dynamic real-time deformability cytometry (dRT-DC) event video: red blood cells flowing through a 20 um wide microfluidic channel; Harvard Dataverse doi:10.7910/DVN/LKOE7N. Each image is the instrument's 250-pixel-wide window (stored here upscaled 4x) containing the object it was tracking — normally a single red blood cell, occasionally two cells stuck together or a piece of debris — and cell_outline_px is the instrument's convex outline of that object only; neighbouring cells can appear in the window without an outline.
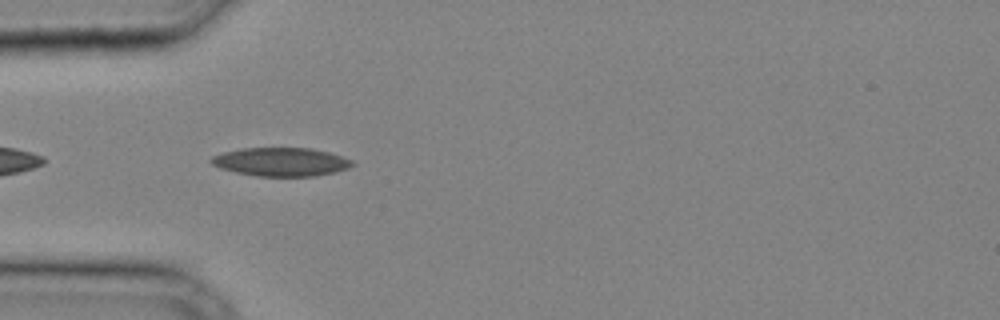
{"species": "common noctule bat (a hibernating species)", "species_latin": "Nyctalus noctula", "temperature_condition": "cold", "stored_images_in_passage": 34, "camera_frame_rate_fps": 3000, "um_per_image_px": 0.085, "animal": {"sex": "male", "body_mass_g": 20.4}, "frame": {"image": 1, "passage_image": 10, "time_ms": 3.0, "image_size_px": [1000, 320], "cell_outline_px": [[356, 164], [348, 168], [336, 172], [316, 176], [256, 176], [236, 172], [220, 168], [212, 164], [208, 160], [212, 156], [224, 152], [244, 148], [312, 148], [328, 152], [352, 160]], "centroid_in_image_um": [23.89, 13.76], "position_along_channel_um": 61.1, "area_um2": 23.47}}
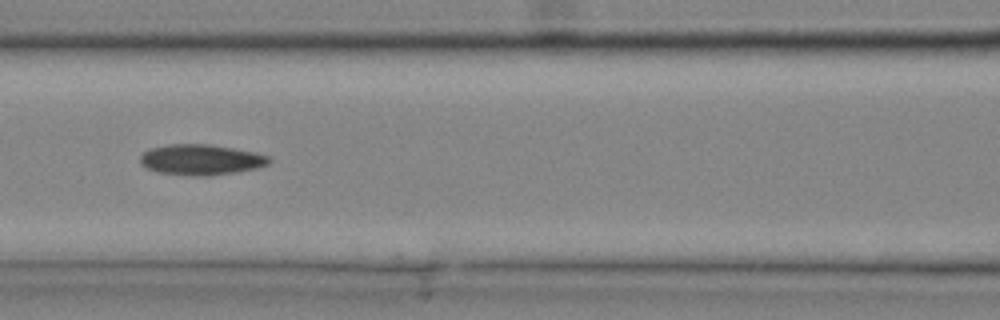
{"frame": {"image": 2, "passage_image": 15, "time_ms": 4.667, "image_size_px": [1000, 320], "cell_outline_px": [[272, 160], [268, 164], [256, 168], [236, 172], [208, 176], [204, 176], [160, 172], [148, 168], [140, 164], [140, 156], [148, 148], [168, 144], [208, 144], [256, 152], [268, 156]], "centroid_in_image_um": [17.09, 13.56], "position_along_channel_um": 149.5, "area_um2": 22.83}}